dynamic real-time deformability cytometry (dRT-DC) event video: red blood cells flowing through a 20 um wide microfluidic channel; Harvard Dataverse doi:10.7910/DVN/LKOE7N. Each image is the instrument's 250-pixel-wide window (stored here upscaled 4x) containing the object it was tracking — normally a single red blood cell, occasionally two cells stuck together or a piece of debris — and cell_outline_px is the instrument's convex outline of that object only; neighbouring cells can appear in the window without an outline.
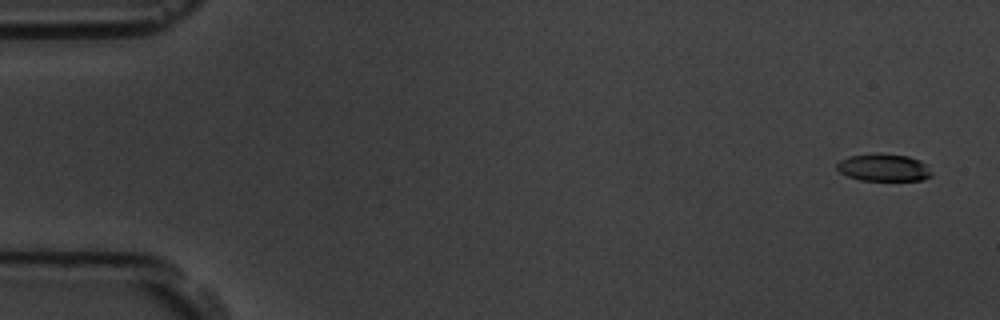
{"species": "common noctule bat (a hibernating species)", "species_latin": "Nyctalus noctula", "temperature_condition": "room temperature", "stored_images_in_passage": 5, "camera_frame_rate_fps": 3000, "um_per_image_px": 0.085, "animal": {"sex": "male", "body_mass_g": 19.5, "forearm_length_mm": 54.6}, "frame": {"image": 1, "passage_image": 1, "time_ms": 0.0, "image_size_px": [1000, 320], "cell_outline_px": [[932, 176], [924, 180], [860, 180], [848, 176], [840, 172], [836, 168], [836, 164], [840, 160], [848, 156], [908, 156], [920, 160], [932, 172]], "centroid_in_image_um": [75.12, 14.29], "position_along_channel_um": 9.9, "area_um2": 14.39}}
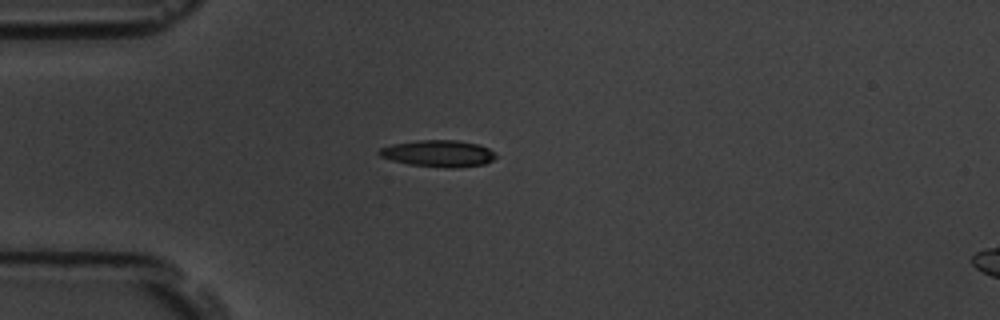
{"frame": {"image": 2, "passage_image": 5, "time_ms": 4.333, "image_size_px": [1000, 320], "cell_outline_px": [[496, 156], [492, 160], [484, 164], [456, 168], [444, 168], [408, 164], [392, 160], [380, 156], [376, 152], [380, 148], [392, 144], [420, 140], [456, 140], [480, 144], [488, 148]], "centroid_in_image_um": [37.24, 13.05], "position_along_channel_um": 47.8, "area_um2": 18.15}}